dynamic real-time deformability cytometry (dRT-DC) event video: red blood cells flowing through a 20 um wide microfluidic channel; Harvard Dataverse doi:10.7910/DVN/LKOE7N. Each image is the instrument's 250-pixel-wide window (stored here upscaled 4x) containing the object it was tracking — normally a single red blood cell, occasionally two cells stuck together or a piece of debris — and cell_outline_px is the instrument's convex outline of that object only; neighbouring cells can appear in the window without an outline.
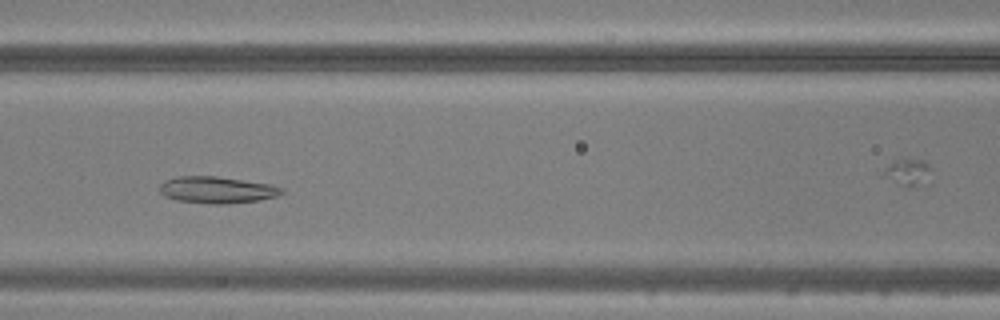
{"species": "common noctule bat (a hibernating species)", "species_latin": "Nyctalus noctula", "temperature_condition": "warm", "stored_images_in_passage": 47, "segment_of_instrument_passage": [1, 2], "camera_frame_rate_fps": 3000, "um_per_image_px": 0.085, "animal": {"sex": "male", "body_mass_g": 20.5, "forearm_length_mm": 52.5}, "frame": {"image": 1, "passage_image": 19, "time_ms": 6.0, "image_size_px": [1000, 320], "cell_outline_px": [[284, 192], [276, 196], [260, 200], [228, 204], [208, 204], [176, 200], [164, 196], [160, 192], [160, 184], [164, 180], [176, 176], [216, 176], [272, 184], [284, 188]], "centroid_in_image_um": [18.44, 16.14], "position_along_channel_um": 148.2, "area_um2": 19.25}}
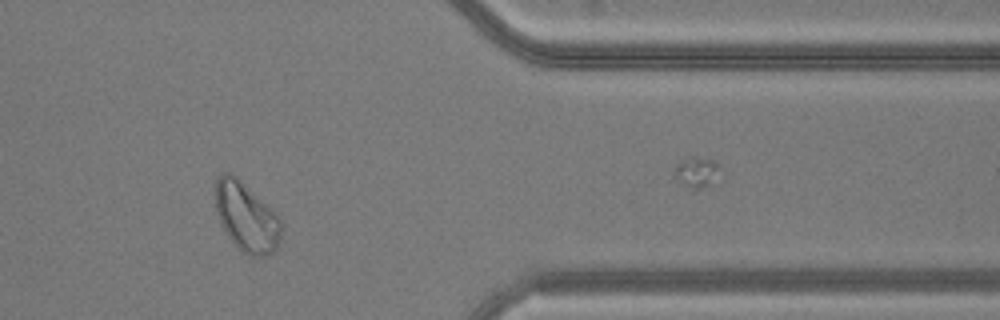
{"frame": {"image": 2, "passage_image": 38, "time_ms": 12.333, "image_size_px": [1000, 320], "cell_outline_px": [[280, 240], [276, 248], [272, 252], [260, 256], [252, 256], [244, 252], [228, 236], [216, 212], [216, 176], [220, 172], [232, 172], [280, 220]], "centroid_in_image_um": [20.89, 18.42], "position_along_channel_um": 390.5, "area_um2": 25.49}}
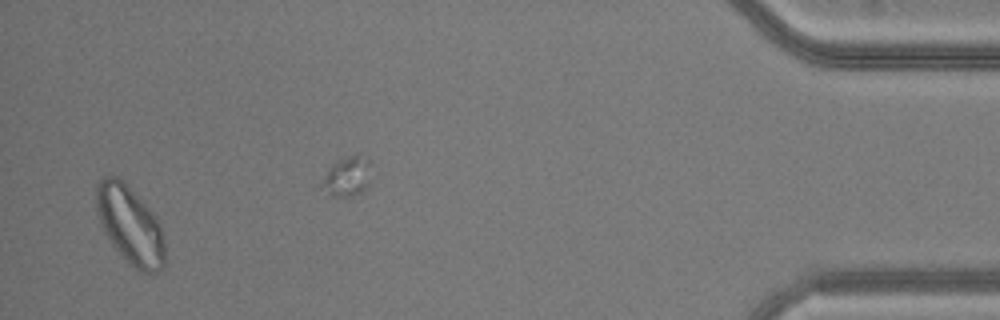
{"frame": {"image": 3, "passage_image": 45, "time_ms": 14.667, "image_size_px": [1000, 320], "cell_outline_px": [[164, 268], [156, 272], [144, 272], [132, 268], [112, 244], [100, 220], [96, 208], [96, 184], [104, 176], [120, 176], [156, 216], [160, 224], [164, 244]], "centroid_in_image_um": [11.06, 19.11], "position_along_channel_um": 424.1, "area_um2": 31.04}}